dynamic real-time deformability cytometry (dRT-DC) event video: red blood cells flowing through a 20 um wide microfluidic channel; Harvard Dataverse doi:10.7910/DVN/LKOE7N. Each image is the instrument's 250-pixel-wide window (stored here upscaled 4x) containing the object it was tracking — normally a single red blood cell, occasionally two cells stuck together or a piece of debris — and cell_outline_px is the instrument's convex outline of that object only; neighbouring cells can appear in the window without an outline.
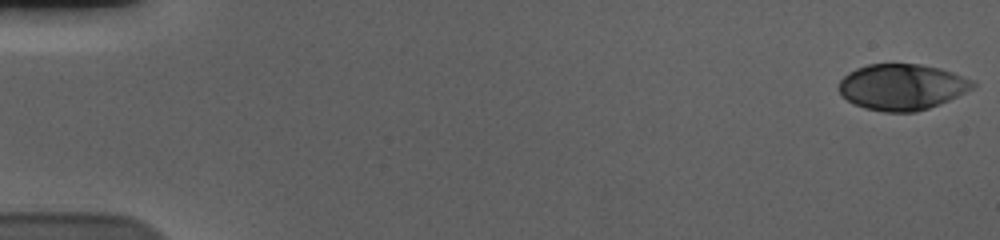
{"species": "human", "species_latin": "Homo sapiens", "temperature_condition": "cold", "stored_images_in_passage": 57, "camera_frame_rate_fps": 3000, "um_per_image_px": 0.085, "donor": {"sex": "male"}, "frame": {"image": 1, "passage_image": 1, "time_ms": 0.0, "image_size_px": [1000, 240], "cell_outline_px": [[976, 84], [972, 88], [940, 104], [916, 112], [884, 112], [864, 108], [852, 104], [840, 96], [836, 88], [840, 80], [848, 72], [856, 68], [868, 64], [920, 64], [940, 68], [976, 80]], "centroid_in_image_um": [76.61, 7.39], "position_along_channel_um": 8.4, "area_um2": 36.3}}
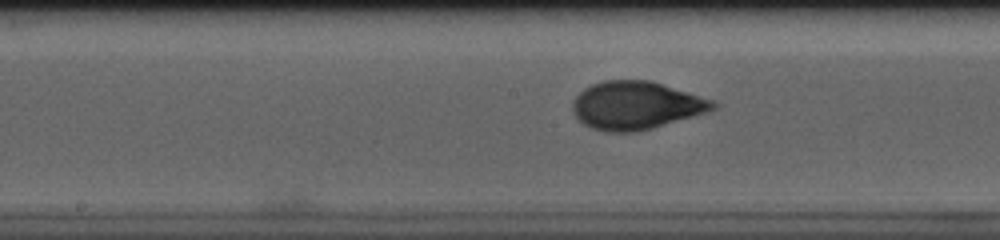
{"frame": {"image": 2, "passage_image": 30, "time_ms": 9.667, "image_size_px": [1000, 240], "cell_outline_px": [[720, 104], [716, 108], [692, 116], [652, 128], [636, 132], [604, 132], [592, 128], [584, 124], [572, 112], [572, 104], [576, 96], [584, 88], [592, 84], [604, 80], [648, 80], [716, 100]], "centroid_in_image_um": [54.06, 8.96], "position_along_channel_um": 194.1, "area_um2": 39.19}}
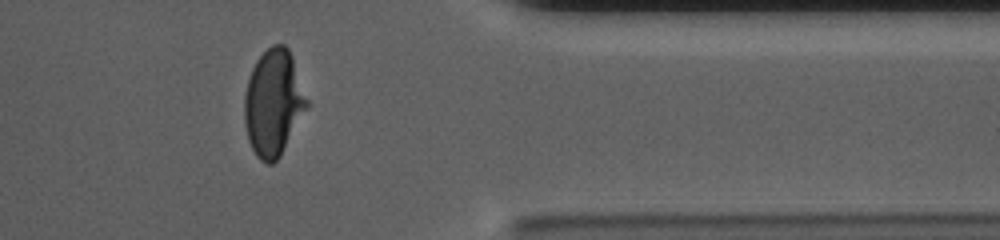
{"frame": {"image": 3, "passage_image": 47, "time_ms": 15.333, "image_size_px": [1000, 240], "cell_outline_px": [[308, 104], [280, 156], [272, 164], [268, 164], [260, 160], [256, 156], [248, 140], [244, 120], [244, 96], [248, 80], [252, 68], [256, 60], [272, 44], [284, 44], [288, 48], [292, 56], [308, 100]], "centroid_in_image_um": [23.22, 8.73], "position_along_channel_um": 388.2, "area_um2": 38.32}, "authors_computed_cell_mechanics": {"area_um2": 37.6856, "velocity_mm_per_s": 3.6724, "shape_relaxation_time_tau1_ms": 4.5135, "shape_relaxation_time_tau2_ms": null, "deformation_change_tau1": 0.203, "deformation_change_tau2": null}}